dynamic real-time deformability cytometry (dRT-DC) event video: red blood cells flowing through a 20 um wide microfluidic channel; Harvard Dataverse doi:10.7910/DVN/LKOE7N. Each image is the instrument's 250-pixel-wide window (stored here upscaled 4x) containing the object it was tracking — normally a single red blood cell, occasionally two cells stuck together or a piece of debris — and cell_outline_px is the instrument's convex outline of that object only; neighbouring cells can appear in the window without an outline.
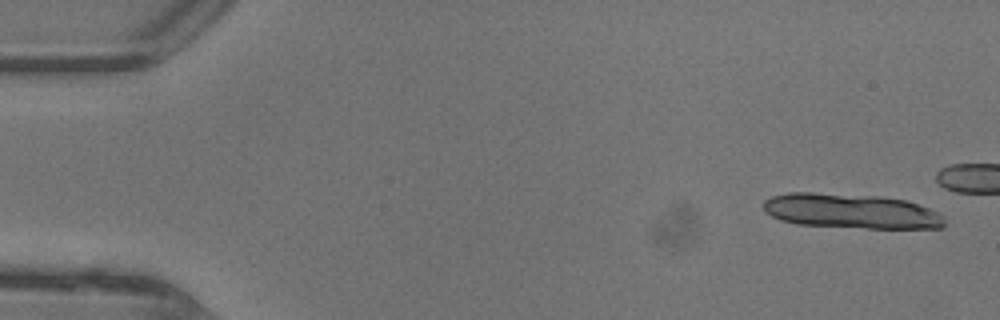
{"species": "common noctule bat (a hibernating species)", "species_latin": "Nyctalus noctula", "temperature_condition": "warm", "stored_images_in_passage": 11, "camera_frame_rate_fps": 3000, "um_per_image_px": 0.085, "animal": {"sex": "female"}, "frame": {"image": 1, "passage_image": 1, "time_ms": 0.0, "image_size_px": [1000, 320], "cell_outline_px": [[944, 228], [868, 228], [796, 224], [780, 220], [764, 212], [764, 200], [772, 196], [788, 192], [812, 192], [880, 196], [904, 200], [928, 208], [944, 216]], "centroid_in_image_um": [72.31, 17.94], "position_along_channel_um": 12.7, "area_um2": 36.7}}